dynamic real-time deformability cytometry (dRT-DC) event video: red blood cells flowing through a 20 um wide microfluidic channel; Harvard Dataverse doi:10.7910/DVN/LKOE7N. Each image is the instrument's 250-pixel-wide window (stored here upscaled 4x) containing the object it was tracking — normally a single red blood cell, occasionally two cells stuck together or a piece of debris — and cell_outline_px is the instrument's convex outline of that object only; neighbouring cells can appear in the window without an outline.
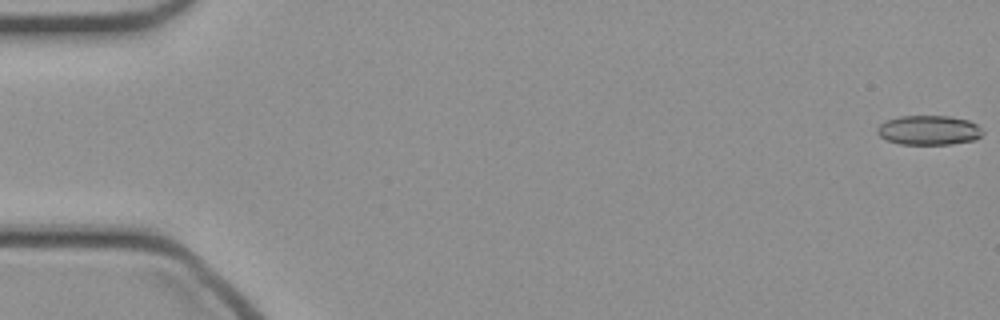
{"species": "common noctule bat (a hibernating species)", "species_latin": "Nyctalus noctula", "temperature_condition": "cold", "stored_images_in_passage": 43, "camera_frame_rate_fps": 3000, "um_per_image_px": 0.085, "animal": {"sex": "female", "body_mass_g": 21.9}, "frame": {"image": 1, "passage_image": 1, "time_ms": 0.0, "image_size_px": [1000, 320], "cell_outline_px": [[984, 132], [976, 140], [952, 144], [900, 144], [888, 140], [880, 136], [876, 132], [876, 128], [880, 124], [888, 120], [900, 116], [948, 116], [968, 120], [976, 124]], "centroid_in_image_um": [78.96, 11.07], "position_along_channel_um": 6.0, "area_um2": 18.09}}
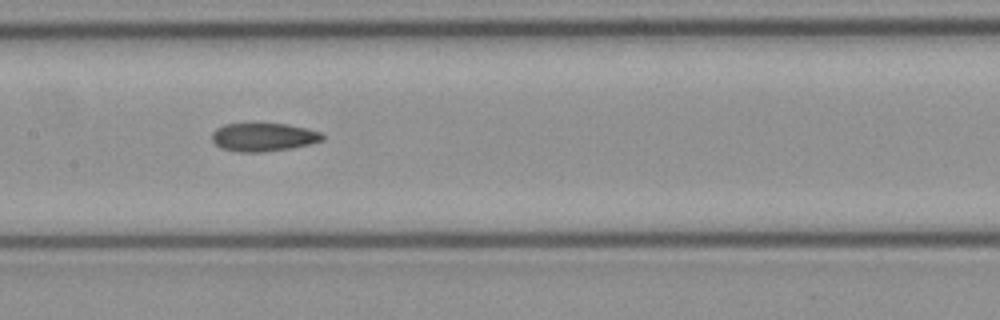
{"frame": {"image": 2, "passage_image": 24, "time_ms": 7.667, "image_size_px": [1000, 320], "cell_outline_px": [[324, 140], [292, 148], [260, 152], [236, 152], [220, 148], [212, 140], [212, 132], [216, 128], [224, 124], [284, 124], [308, 128], [320, 132], [324, 136]], "centroid_in_image_um": [22.37, 11.66], "position_along_channel_um": 185.0, "area_um2": 18.21}}
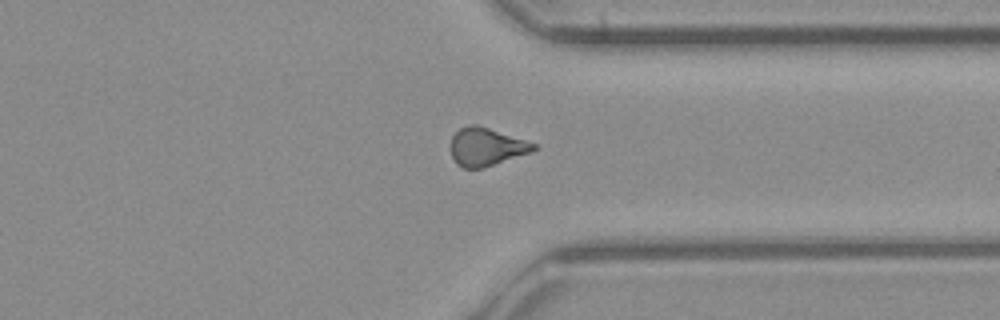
{"frame": {"image": 3, "passage_image": 37, "time_ms": 12.0, "image_size_px": [1000, 320], "cell_outline_px": [[536, 148], [532, 152], [480, 168], [464, 168], [456, 164], [452, 156], [452, 136], [460, 128], [472, 124], [476, 124], [536, 144]], "centroid_in_image_um": [41.31, 12.48], "position_along_channel_um": 370.1, "area_um2": 17.86}}